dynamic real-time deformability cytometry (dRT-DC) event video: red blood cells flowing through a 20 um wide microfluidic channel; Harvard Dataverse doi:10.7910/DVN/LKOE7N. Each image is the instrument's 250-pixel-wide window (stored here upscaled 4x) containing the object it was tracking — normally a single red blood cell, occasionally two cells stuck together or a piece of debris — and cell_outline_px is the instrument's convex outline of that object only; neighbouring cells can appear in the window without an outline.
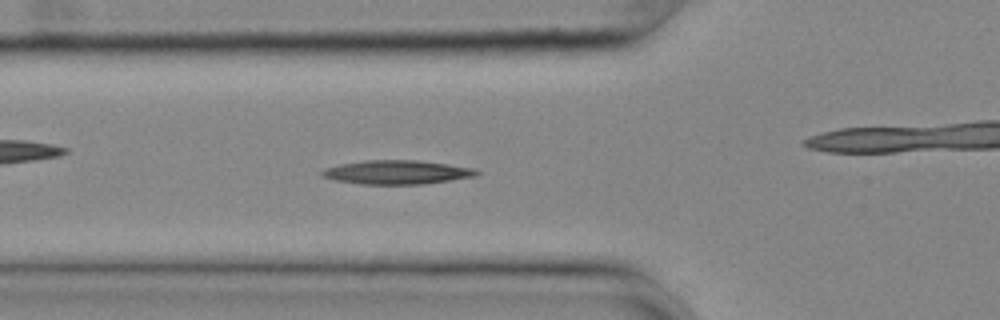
{"species": "common noctule bat (a hibernating species)", "species_latin": "Nyctalus noctula", "temperature_condition": "cold", "stored_images_in_passage": 57, "camera_frame_rate_fps": 3000, "um_per_image_px": 0.085, "animal": {"sex": "female", "body_mass_g": 25.1}, "frame": {"image": 1, "passage_image": 20, "time_ms": 6.333, "image_size_px": [1000, 320], "cell_outline_px": [[480, 172], [476, 176], [424, 184], [360, 184], [336, 180], [320, 176], [320, 172], [324, 168], [340, 164], [364, 160], [416, 160], [448, 164], [476, 168]], "centroid_in_image_um": [33.73, 14.63], "position_along_channel_um": 92.1, "area_um2": 21.62}}
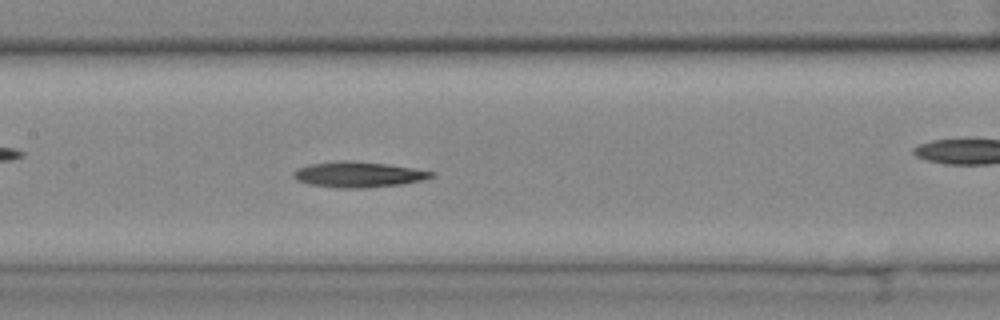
{"frame": {"image": 2, "passage_image": 27, "time_ms": 8.667, "image_size_px": [1000, 320], "cell_outline_px": [[436, 176], [424, 180], [400, 184], [368, 188], [340, 188], [308, 184], [296, 180], [292, 176], [292, 172], [308, 164], [344, 160], [384, 164], [412, 168], [436, 172]], "centroid_in_image_um": [30.46, 14.84], "position_along_channel_um": 176.9, "area_um2": 20.52}}
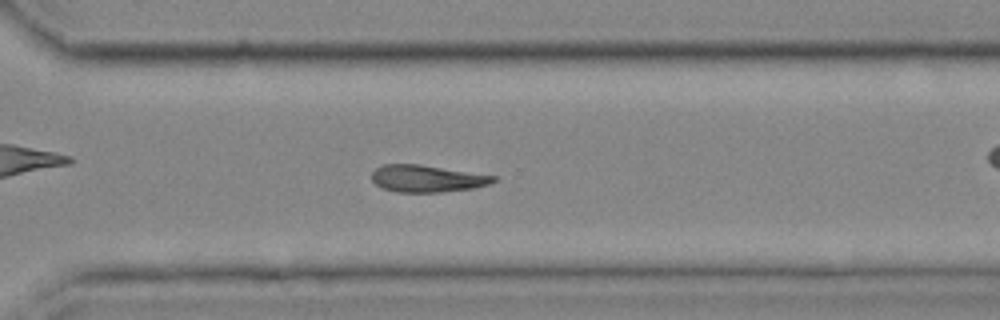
{"frame": {"image": 3, "passage_image": 40, "time_ms": 13.0, "image_size_px": [1000, 320], "cell_outline_px": [[500, 176], [496, 180], [488, 184], [472, 188], [440, 192], [396, 192], [380, 188], [372, 180], [372, 172], [376, 168], [384, 164], [420, 164]], "centroid_in_image_um": [36.3, 15.17], "position_along_channel_um": 334.3, "area_um2": 19.31}}